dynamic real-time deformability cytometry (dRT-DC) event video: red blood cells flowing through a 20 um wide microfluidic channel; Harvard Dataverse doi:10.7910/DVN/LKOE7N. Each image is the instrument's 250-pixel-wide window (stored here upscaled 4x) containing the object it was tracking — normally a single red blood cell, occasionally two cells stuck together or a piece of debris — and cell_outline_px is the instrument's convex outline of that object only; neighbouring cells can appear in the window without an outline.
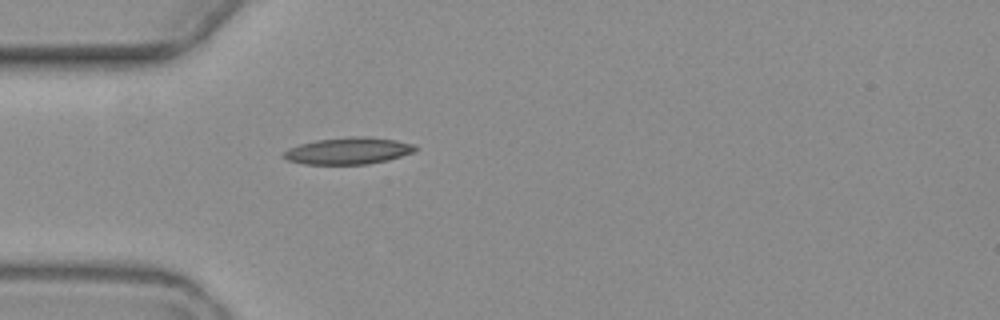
{"species": "common noctule bat (a hibernating species)", "species_latin": "Nyctalus noctula", "temperature_condition": "warm", "stored_images_in_passage": 1, "camera_frame_rate_fps": 3000, "um_per_image_px": 0.085, "animal": {"sex": "female", "body_mass_g": 19.3, "forearm_length_mm": 54.1}, "frame": {"image": 1, "passage_image": 1, "time_ms": 0.0, "image_size_px": [1000, 320], "cell_outline_px": [[416, 148], [412, 152], [388, 160], [368, 164], [304, 164], [288, 160], [280, 156], [288, 148], [300, 144], [316, 140], [352, 136], [368, 136], [396, 140], [416, 144]], "centroid_in_image_um": [29.59, 12.81], "position_along_channel_um": 55.4, "area_um2": 20.58}}